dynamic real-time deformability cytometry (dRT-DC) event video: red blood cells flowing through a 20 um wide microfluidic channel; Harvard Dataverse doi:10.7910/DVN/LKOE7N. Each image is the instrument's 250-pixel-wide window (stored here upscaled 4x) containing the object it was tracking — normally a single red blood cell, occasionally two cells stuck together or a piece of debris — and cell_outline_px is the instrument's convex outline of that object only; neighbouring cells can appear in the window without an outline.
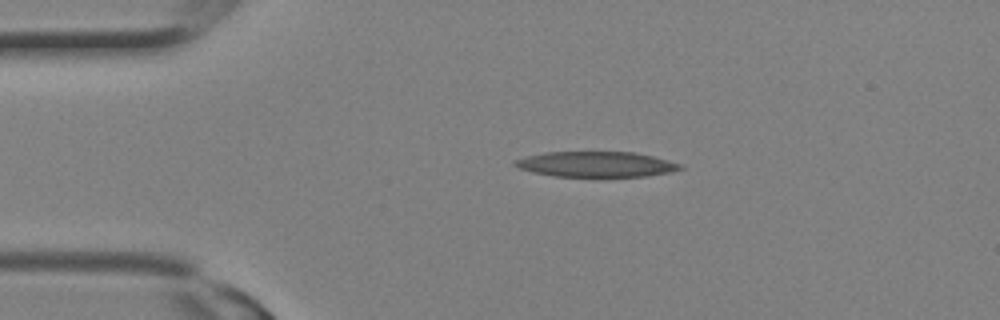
{"species": "Egyptian fruit bat (a non-hibernating species)", "species_latin": "Rousettus aegyptiacus", "temperature_condition": "room temperature", "stored_images_in_passage": 7, "camera_frame_rate_fps": 3000, "um_per_image_px": 0.085, "animal": {"sex": "female"}, "frame": {"image": 1, "passage_image": 1, "time_ms": 0.0, "image_size_px": [1000, 320], "cell_outline_px": [[684, 168], [668, 172], [648, 176], [552, 176], [532, 172], [520, 168], [512, 164], [512, 160], [524, 156], [544, 152], [632, 152], [652, 156], [668, 160], [680, 164]], "centroid_in_image_um": [50.6, 13.95], "position_along_channel_um": 34.4, "area_um2": 24.39}}
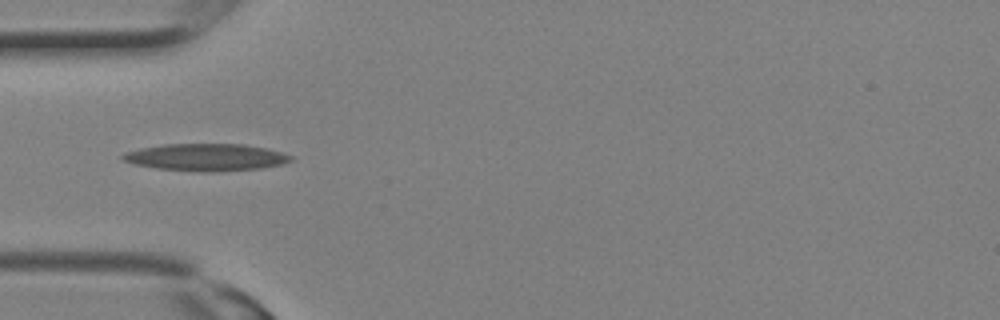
{"frame": {"image": 2, "passage_image": 4, "time_ms": 1.0, "image_size_px": [1000, 320], "cell_outline_px": [[292, 160], [284, 164], [260, 168], [216, 172], [204, 172], [156, 168], [136, 164], [124, 160], [120, 156], [124, 152], [140, 148], [164, 144], [244, 144], [264, 148], [280, 152], [292, 156]], "centroid_in_image_um": [17.51, 13.37], "position_along_channel_um": 67.5, "area_um2": 26.53}}
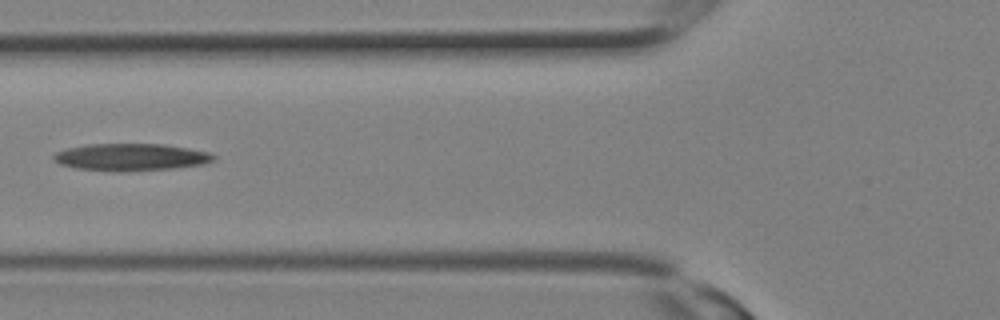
{"frame": {"image": 3, "passage_image": 6, "time_ms": 1.667, "image_size_px": [1000, 320], "cell_outline_px": [[216, 160], [204, 164], [176, 168], [120, 172], [76, 168], [60, 164], [52, 160], [52, 156], [56, 152], [68, 148], [88, 144], [164, 144], [212, 152], [216, 156]], "centroid_in_image_um": [11.17, 13.36], "position_along_channel_um": 114.6, "area_um2": 25.61}}